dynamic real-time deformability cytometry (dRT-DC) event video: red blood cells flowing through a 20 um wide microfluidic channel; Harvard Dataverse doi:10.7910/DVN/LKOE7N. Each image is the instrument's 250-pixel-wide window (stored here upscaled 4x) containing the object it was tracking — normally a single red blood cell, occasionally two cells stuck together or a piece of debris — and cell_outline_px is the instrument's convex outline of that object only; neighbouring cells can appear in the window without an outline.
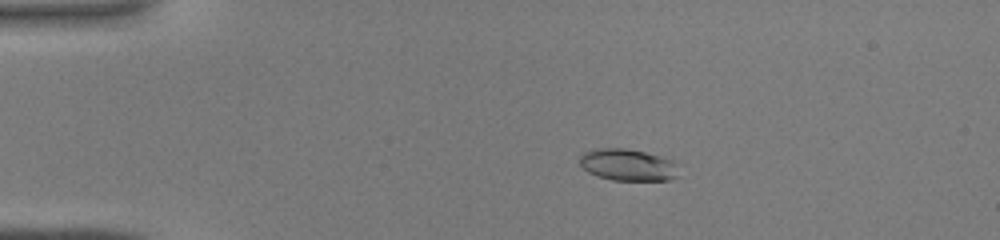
{"species": "common noctule bat (a hibernating species)", "species_latin": "Nyctalus noctula", "temperature_condition": "warm", "stored_images_in_passage": 45, "camera_frame_rate_fps": 3000, "um_per_image_px": 0.085, "animal": {"sex": "male", "body_mass_g": 19.0, "forearm_length_mm": 50.8}, "frame": {"image": 1, "passage_image": 10, "time_ms": 3.0, "image_size_px": [1000, 240], "cell_outline_px": [[676, 176], [668, 180], [612, 180], [596, 176], [588, 172], [580, 164], [580, 156], [584, 152], [600, 148], [628, 148], [644, 152], [672, 160], [676, 164]], "centroid_in_image_um": [53.32, 14.01], "position_along_channel_um": 31.7, "area_um2": 18.15}}
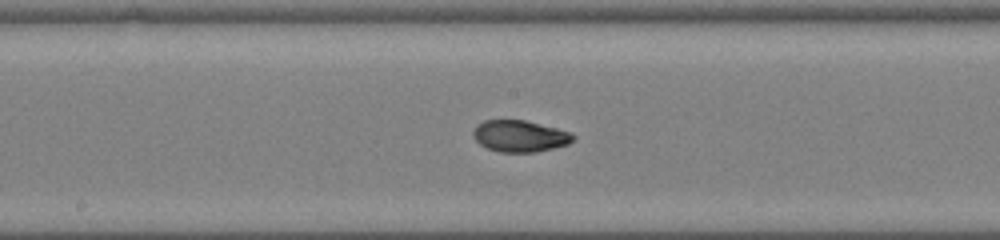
{"frame": {"image": 2, "passage_image": 25, "time_ms": 8.0, "image_size_px": [1000, 240], "cell_outline_px": [[576, 136], [568, 144], [536, 152], [500, 152], [488, 148], [480, 144], [472, 136], [472, 132], [476, 124], [484, 120], [524, 120], [572, 132]], "centroid_in_image_um": [44.16, 11.56], "position_along_channel_um": 204.0, "area_um2": 18.38}}
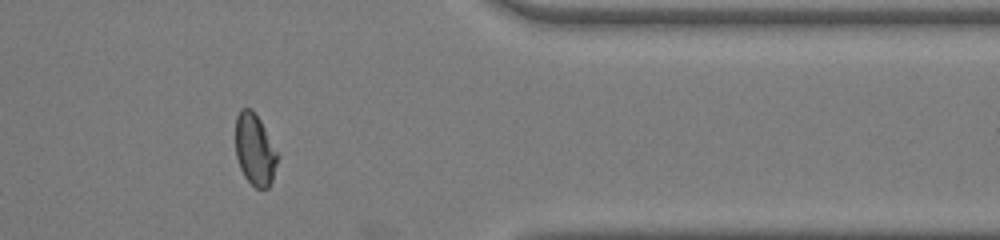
{"frame": {"image": 3, "passage_image": 38, "time_ms": 12.333, "image_size_px": [1000, 240], "cell_outline_px": [[280, 156], [272, 180], [268, 188], [256, 188], [244, 176], [240, 168], [236, 156], [236, 116], [240, 108], [252, 108], [260, 120]], "centroid_in_image_um": [21.67, 12.71], "position_along_channel_um": 389.7, "area_um2": 17.63}}